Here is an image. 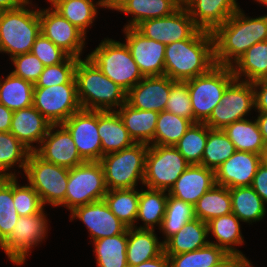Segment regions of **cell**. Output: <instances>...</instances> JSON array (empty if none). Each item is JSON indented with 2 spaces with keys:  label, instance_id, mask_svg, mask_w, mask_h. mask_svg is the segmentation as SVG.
Here are the masks:
<instances>
[{
  "label": "cell",
  "instance_id": "836d02e7",
  "mask_svg": "<svg viewBox=\"0 0 267 267\" xmlns=\"http://www.w3.org/2000/svg\"><path fill=\"white\" fill-rule=\"evenodd\" d=\"M223 131L238 151L252 152L259 155H263L267 151L256 119L245 118L235 121L227 125Z\"/></svg>",
  "mask_w": 267,
  "mask_h": 267
},
{
  "label": "cell",
  "instance_id": "83f0119b",
  "mask_svg": "<svg viewBox=\"0 0 267 267\" xmlns=\"http://www.w3.org/2000/svg\"><path fill=\"white\" fill-rule=\"evenodd\" d=\"M240 219L233 213L214 218L207 222L208 236L216 241H209L210 244L222 248L227 254H236L247 257L235 246L244 244V237L241 232Z\"/></svg>",
  "mask_w": 267,
  "mask_h": 267
},
{
  "label": "cell",
  "instance_id": "d6a6232c",
  "mask_svg": "<svg viewBox=\"0 0 267 267\" xmlns=\"http://www.w3.org/2000/svg\"><path fill=\"white\" fill-rule=\"evenodd\" d=\"M168 199V191L150 189L146 187V190H139V207L136 220L143 222V225L139 227H133L136 229L155 230L161 228L163 218L166 211V203Z\"/></svg>",
  "mask_w": 267,
  "mask_h": 267
},
{
  "label": "cell",
  "instance_id": "6da1fadb",
  "mask_svg": "<svg viewBox=\"0 0 267 267\" xmlns=\"http://www.w3.org/2000/svg\"><path fill=\"white\" fill-rule=\"evenodd\" d=\"M212 36L216 65L231 66L251 46L267 41V14L252 18L239 8Z\"/></svg>",
  "mask_w": 267,
  "mask_h": 267
},
{
  "label": "cell",
  "instance_id": "e575fe53",
  "mask_svg": "<svg viewBox=\"0 0 267 267\" xmlns=\"http://www.w3.org/2000/svg\"><path fill=\"white\" fill-rule=\"evenodd\" d=\"M229 190L232 213L241 222L252 224L261 221L265 217L267 213L266 205L251 186L230 188Z\"/></svg>",
  "mask_w": 267,
  "mask_h": 267
},
{
  "label": "cell",
  "instance_id": "2e32d148",
  "mask_svg": "<svg viewBox=\"0 0 267 267\" xmlns=\"http://www.w3.org/2000/svg\"><path fill=\"white\" fill-rule=\"evenodd\" d=\"M63 125L72 135L77 151L84 161H100L102 147L98 134V111L81 109L71 115Z\"/></svg>",
  "mask_w": 267,
  "mask_h": 267
},
{
  "label": "cell",
  "instance_id": "5bb4252c",
  "mask_svg": "<svg viewBox=\"0 0 267 267\" xmlns=\"http://www.w3.org/2000/svg\"><path fill=\"white\" fill-rule=\"evenodd\" d=\"M135 29L144 37L165 45L189 39L198 30L184 5L169 16L145 20Z\"/></svg>",
  "mask_w": 267,
  "mask_h": 267
},
{
  "label": "cell",
  "instance_id": "ffe728a7",
  "mask_svg": "<svg viewBox=\"0 0 267 267\" xmlns=\"http://www.w3.org/2000/svg\"><path fill=\"white\" fill-rule=\"evenodd\" d=\"M176 81L166 75L144 76L127 92V103L140 110H165L171 87Z\"/></svg>",
  "mask_w": 267,
  "mask_h": 267
},
{
  "label": "cell",
  "instance_id": "484cf974",
  "mask_svg": "<svg viewBox=\"0 0 267 267\" xmlns=\"http://www.w3.org/2000/svg\"><path fill=\"white\" fill-rule=\"evenodd\" d=\"M164 243L158 239L155 230L128 228L126 258L128 267L160 256Z\"/></svg>",
  "mask_w": 267,
  "mask_h": 267
},
{
  "label": "cell",
  "instance_id": "ab89813d",
  "mask_svg": "<svg viewBox=\"0 0 267 267\" xmlns=\"http://www.w3.org/2000/svg\"><path fill=\"white\" fill-rule=\"evenodd\" d=\"M30 152L11 132H0V177H17L15 166L24 172Z\"/></svg>",
  "mask_w": 267,
  "mask_h": 267
},
{
  "label": "cell",
  "instance_id": "4dcf8cb0",
  "mask_svg": "<svg viewBox=\"0 0 267 267\" xmlns=\"http://www.w3.org/2000/svg\"><path fill=\"white\" fill-rule=\"evenodd\" d=\"M230 67L237 80L252 83L267 79V41L251 46Z\"/></svg>",
  "mask_w": 267,
  "mask_h": 267
},
{
  "label": "cell",
  "instance_id": "bcb514c9",
  "mask_svg": "<svg viewBox=\"0 0 267 267\" xmlns=\"http://www.w3.org/2000/svg\"><path fill=\"white\" fill-rule=\"evenodd\" d=\"M18 219L13 202V177H0V245L10 236Z\"/></svg>",
  "mask_w": 267,
  "mask_h": 267
},
{
  "label": "cell",
  "instance_id": "cb8c5ba5",
  "mask_svg": "<svg viewBox=\"0 0 267 267\" xmlns=\"http://www.w3.org/2000/svg\"><path fill=\"white\" fill-rule=\"evenodd\" d=\"M51 123L32 105L14 111L10 132L31 152H34L47 135ZM37 143V146L33 144Z\"/></svg>",
  "mask_w": 267,
  "mask_h": 267
},
{
  "label": "cell",
  "instance_id": "ba28073f",
  "mask_svg": "<svg viewBox=\"0 0 267 267\" xmlns=\"http://www.w3.org/2000/svg\"><path fill=\"white\" fill-rule=\"evenodd\" d=\"M38 193L44 206L59 207L65 201L69 169L49 163L30 152L23 173Z\"/></svg>",
  "mask_w": 267,
  "mask_h": 267
},
{
  "label": "cell",
  "instance_id": "6125c7cd",
  "mask_svg": "<svg viewBox=\"0 0 267 267\" xmlns=\"http://www.w3.org/2000/svg\"><path fill=\"white\" fill-rule=\"evenodd\" d=\"M97 2L103 7V9H109V0H98Z\"/></svg>",
  "mask_w": 267,
  "mask_h": 267
},
{
  "label": "cell",
  "instance_id": "30bf717a",
  "mask_svg": "<svg viewBox=\"0 0 267 267\" xmlns=\"http://www.w3.org/2000/svg\"><path fill=\"white\" fill-rule=\"evenodd\" d=\"M189 165L174 146L149 145L143 185L169 191Z\"/></svg>",
  "mask_w": 267,
  "mask_h": 267
},
{
  "label": "cell",
  "instance_id": "7bdbcfd3",
  "mask_svg": "<svg viewBox=\"0 0 267 267\" xmlns=\"http://www.w3.org/2000/svg\"><path fill=\"white\" fill-rule=\"evenodd\" d=\"M207 138L208 126L193 123L174 147L190 165L201 164Z\"/></svg>",
  "mask_w": 267,
  "mask_h": 267
},
{
  "label": "cell",
  "instance_id": "603a6c76",
  "mask_svg": "<svg viewBox=\"0 0 267 267\" xmlns=\"http://www.w3.org/2000/svg\"><path fill=\"white\" fill-rule=\"evenodd\" d=\"M216 184L215 171L201 164L189 165L168 191V195L195 205Z\"/></svg>",
  "mask_w": 267,
  "mask_h": 267
},
{
  "label": "cell",
  "instance_id": "60d3db41",
  "mask_svg": "<svg viewBox=\"0 0 267 267\" xmlns=\"http://www.w3.org/2000/svg\"><path fill=\"white\" fill-rule=\"evenodd\" d=\"M193 122L166 110L157 117L154 139L150 145L174 146Z\"/></svg>",
  "mask_w": 267,
  "mask_h": 267
},
{
  "label": "cell",
  "instance_id": "9a60e30c",
  "mask_svg": "<svg viewBox=\"0 0 267 267\" xmlns=\"http://www.w3.org/2000/svg\"><path fill=\"white\" fill-rule=\"evenodd\" d=\"M41 33L70 56L81 58L86 36L52 7L39 9Z\"/></svg>",
  "mask_w": 267,
  "mask_h": 267
},
{
  "label": "cell",
  "instance_id": "7c38bea8",
  "mask_svg": "<svg viewBox=\"0 0 267 267\" xmlns=\"http://www.w3.org/2000/svg\"><path fill=\"white\" fill-rule=\"evenodd\" d=\"M33 106L51 123L63 124L80 111L75 76L66 84L34 87Z\"/></svg>",
  "mask_w": 267,
  "mask_h": 267
},
{
  "label": "cell",
  "instance_id": "44dd1931",
  "mask_svg": "<svg viewBox=\"0 0 267 267\" xmlns=\"http://www.w3.org/2000/svg\"><path fill=\"white\" fill-rule=\"evenodd\" d=\"M261 163L262 155L236 150L232 156L216 169V184L229 189L251 186Z\"/></svg>",
  "mask_w": 267,
  "mask_h": 267
},
{
  "label": "cell",
  "instance_id": "ee69618b",
  "mask_svg": "<svg viewBox=\"0 0 267 267\" xmlns=\"http://www.w3.org/2000/svg\"><path fill=\"white\" fill-rule=\"evenodd\" d=\"M194 206L180 199L169 196L166 203V211L161 228L165 243L171 236L177 233L187 222L194 219Z\"/></svg>",
  "mask_w": 267,
  "mask_h": 267
},
{
  "label": "cell",
  "instance_id": "4316f807",
  "mask_svg": "<svg viewBox=\"0 0 267 267\" xmlns=\"http://www.w3.org/2000/svg\"><path fill=\"white\" fill-rule=\"evenodd\" d=\"M116 112L135 143L151 144L154 139L158 112L133 108L127 102Z\"/></svg>",
  "mask_w": 267,
  "mask_h": 267
},
{
  "label": "cell",
  "instance_id": "3957f363",
  "mask_svg": "<svg viewBox=\"0 0 267 267\" xmlns=\"http://www.w3.org/2000/svg\"><path fill=\"white\" fill-rule=\"evenodd\" d=\"M75 79L78 100L84 110L116 111L127 102V92L104 75L87 56L78 59Z\"/></svg>",
  "mask_w": 267,
  "mask_h": 267
},
{
  "label": "cell",
  "instance_id": "8992f818",
  "mask_svg": "<svg viewBox=\"0 0 267 267\" xmlns=\"http://www.w3.org/2000/svg\"><path fill=\"white\" fill-rule=\"evenodd\" d=\"M148 146L135 143L129 148L102 156L99 162L108 190L133 189L140 182L143 185Z\"/></svg>",
  "mask_w": 267,
  "mask_h": 267
},
{
  "label": "cell",
  "instance_id": "11a10c76",
  "mask_svg": "<svg viewBox=\"0 0 267 267\" xmlns=\"http://www.w3.org/2000/svg\"><path fill=\"white\" fill-rule=\"evenodd\" d=\"M250 260L236 254H227L220 262L211 267H246Z\"/></svg>",
  "mask_w": 267,
  "mask_h": 267
},
{
  "label": "cell",
  "instance_id": "52a82bcc",
  "mask_svg": "<svg viewBox=\"0 0 267 267\" xmlns=\"http://www.w3.org/2000/svg\"><path fill=\"white\" fill-rule=\"evenodd\" d=\"M235 80L230 66H214L208 73L185 81L188 85L193 123H204Z\"/></svg>",
  "mask_w": 267,
  "mask_h": 267
},
{
  "label": "cell",
  "instance_id": "277c9868",
  "mask_svg": "<svg viewBox=\"0 0 267 267\" xmlns=\"http://www.w3.org/2000/svg\"><path fill=\"white\" fill-rule=\"evenodd\" d=\"M31 5L35 6L28 0L17 9L0 11V53L8 54L10 59L31 52L41 33L39 9Z\"/></svg>",
  "mask_w": 267,
  "mask_h": 267
},
{
  "label": "cell",
  "instance_id": "ac0fdd59",
  "mask_svg": "<svg viewBox=\"0 0 267 267\" xmlns=\"http://www.w3.org/2000/svg\"><path fill=\"white\" fill-rule=\"evenodd\" d=\"M69 219L82 221L92 241L119 235L128 228L111 212L104 199L74 208Z\"/></svg>",
  "mask_w": 267,
  "mask_h": 267
},
{
  "label": "cell",
  "instance_id": "e7e4bbea",
  "mask_svg": "<svg viewBox=\"0 0 267 267\" xmlns=\"http://www.w3.org/2000/svg\"><path fill=\"white\" fill-rule=\"evenodd\" d=\"M254 1H256L259 4H262L263 6L264 5L267 6V0H254Z\"/></svg>",
  "mask_w": 267,
  "mask_h": 267
},
{
  "label": "cell",
  "instance_id": "9c48e42d",
  "mask_svg": "<svg viewBox=\"0 0 267 267\" xmlns=\"http://www.w3.org/2000/svg\"><path fill=\"white\" fill-rule=\"evenodd\" d=\"M65 201L60 205L70 212L82 205L102 200L108 189L99 161H85L69 169Z\"/></svg>",
  "mask_w": 267,
  "mask_h": 267
},
{
  "label": "cell",
  "instance_id": "03108f58",
  "mask_svg": "<svg viewBox=\"0 0 267 267\" xmlns=\"http://www.w3.org/2000/svg\"><path fill=\"white\" fill-rule=\"evenodd\" d=\"M177 1L183 5L187 0H177Z\"/></svg>",
  "mask_w": 267,
  "mask_h": 267
},
{
  "label": "cell",
  "instance_id": "f1b7e54d",
  "mask_svg": "<svg viewBox=\"0 0 267 267\" xmlns=\"http://www.w3.org/2000/svg\"><path fill=\"white\" fill-rule=\"evenodd\" d=\"M207 223L198 218L187 222L164 243L166 255L187 253L209 244Z\"/></svg>",
  "mask_w": 267,
  "mask_h": 267
},
{
  "label": "cell",
  "instance_id": "91938a15",
  "mask_svg": "<svg viewBox=\"0 0 267 267\" xmlns=\"http://www.w3.org/2000/svg\"><path fill=\"white\" fill-rule=\"evenodd\" d=\"M27 1L28 0H0V11L17 9Z\"/></svg>",
  "mask_w": 267,
  "mask_h": 267
},
{
  "label": "cell",
  "instance_id": "c3c4849f",
  "mask_svg": "<svg viewBox=\"0 0 267 267\" xmlns=\"http://www.w3.org/2000/svg\"><path fill=\"white\" fill-rule=\"evenodd\" d=\"M78 59L69 56L60 64L46 66L34 87H49L68 83L75 76V67Z\"/></svg>",
  "mask_w": 267,
  "mask_h": 267
},
{
  "label": "cell",
  "instance_id": "94428289",
  "mask_svg": "<svg viewBox=\"0 0 267 267\" xmlns=\"http://www.w3.org/2000/svg\"><path fill=\"white\" fill-rule=\"evenodd\" d=\"M127 0H109V10H117Z\"/></svg>",
  "mask_w": 267,
  "mask_h": 267
},
{
  "label": "cell",
  "instance_id": "74e56055",
  "mask_svg": "<svg viewBox=\"0 0 267 267\" xmlns=\"http://www.w3.org/2000/svg\"><path fill=\"white\" fill-rule=\"evenodd\" d=\"M232 213L229 188L215 184L194 205L195 218L208 221Z\"/></svg>",
  "mask_w": 267,
  "mask_h": 267
},
{
  "label": "cell",
  "instance_id": "680465c9",
  "mask_svg": "<svg viewBox=\"0 0 267 267\" xmlns=\"http://www.w3.org/2000/svg\"><path fill=\"white\" fill-rule=\"evenodd\" d=\"M257 120L264 143L267 146V112H258Z\"/></svg>",
  "mask_w": 267,
  "mask_h": 267
},
{
  "label": "cell",
  "instance_id": "681fc988",
  "mask_svg": "<svg viewBox=\"0 0 267 267\" xmlns=\"http://www.w3.org/2000/svg\"><path fill=\"white\" fill-rule=\"evenodd\" d=\"M165 110L193 122L192 105L186 82L176 81L172 85Z\"/></svg>",
  "mask_w": 267,
  "mask_h": 267
},
{
  "label": "cell",
  "instance_id": "e0dca14e",
  "mask_svg": "<svg viewBox=\"0 0 267 267\" xmlns=\"http://www.w3.org/2000/svg\"><path fill=\"white\" fill-rule=\"evenodd\" d=\"M34 152L44 161L68 169L85 162L77 151L72 135L63 124H51L47 135Z\"/></svg>",
  "mask_w": 267,
  "mask_h": 267
},
{
  "label": "cell",
  "instance_id": "d4e9b609",
  "mask_svg": "<svg viewBox=\"0 0 267 267\" xmlns=\"http://www.w3.org/2000/svg\"><path fill=\"white\" fill-rule=\"evenodd\" d=\"M98 134L102 156L135 144L116 111H98Z\"/></svg>",
  "mask_w": 267,
  "mask_h": 267
},
{
  "label": "cell",
  "instance_id": "8d00e7d4",
  "mask_svg": "<svg viewBox=\"0 0 267 267\" xmlns=\"http://www.w3.org/2000/svg\"><path fill=\"white\" fill-rule=\"evenodd\" d=\"M34 84L11 72L0 77V103L12 111L33 105Z\"/></svg>",
  "mask_w": 267,
  "mask_h": 267
},
{
  "label": "cell",
  "instance_id": "5b68a950",
  "mask_svg": "<svg viewBox=\"0 0 267 267\" xmlns=\"http://www.w3.org/2000/svg\"><path fill=\"white\" fill-rule=\"evenodd\" d=\"M87 57L126 92L144 78L124 41L104 38Z\"/></svg>",
  "mask_w": 267,
  "mask_h": 267
},
{
  "label": "cell",
  "instance_id": "f35d334b",
  "mask_svg": "<svg viewBox=\"0 0 267 267\" xmlns=\"http://www.w3.org/2000/svg\"><path fill=\"white\" fill-rule=\"evenodd\" d=\"M103 199L111 212L128 228L137 227L139 189L108 190Z\"/></svg>",
  "mask_w": 267,
  "mask_h": 267
},
{
  "label": "cell",
  "instance_id": "d590c367",
  "mask_svg": "<svg viewBox=\"0 0 267 267\" xmlns=\"http://www.w3.org/2000/svg\"><path fill=\"white\" fill-rule=\"evenodd\" d=\"M128 228L119 235L104 237L93 242L97 267H128L126 250Z\"/></svg>",
  "mask_w": 267,
  "mask_h": 267
},
{
  "label": "cell",
  "instance_id": "f907efd6",
  "mask_svg": "<svg viewBox=\"0 0 267 267\" xmlns=\"http://www.w3.org/2000/svg\"><path fill=\"white\" fill-rule=\"evenodd\" d=\"M10 60L14 66L11 73L33 84L36 83L45 68L44 64L32 52L16 55Z\"/></svg>",
  "mask_w": 267,
  "mask_h": 267
},
{
  "label": "cell",
  "instance_id": "1f68e13d",
  "mask_svg": "<svg viewBox=\"0 0 267 267\" xmlns=\"http://www.w3.org/2000/svg\"><path fill=\"white\" fill-rule=\"evenodd\" d=\"M50 5L86 37L89 27L98 16V9L103 8L95 0H53Z\"/></svg>",
  "mask_w": 267,
  "mask_h": 267
},
{
  "label": "cell",
  "instance_id": "4fadbf2b",
  "mask_svg": "<svg viewBox=\"0 0 267 267\" xmlns=\"http://www.w3.org/2000/svg\"><path fill=\"white\" fill-rule=\"evenodd\" d=\"M255 111L253 83L235 79L225 90L221 102L204 122L210 129H224Z\"/></svg>",
  "mask_w": 267,
  "mask_h": 267
},
{
  "label": "cell",
  "instance_id": "7402d4cb",
  "mask_svg": "<svg viewBox=\"0 0 267 267\" xmlns=\"http://www.w3.org/2000/svg\"><path fill=\"white\" fill-rule=\"evenodd\" d=\"M183 5L196 27L211 33L240 8L237 0H187Z\"/></svg>",
  "mask_w": 267,
  "mask_h": 267
},
{
  "label": "cell",
  "instance_id": "9f6ffc18",
  "mask_svg": "<svg viewBox=\"0 0 267 267\" xmlns=\"http://www.w3.org/2000/svg\"><path fill=\"white\" fill-rule=\"evenodd\" d=\"M14 111L0 103V132H10Z\"/></svg>",
  "mask_w": 267,
  "mask_h": 267
},
{
  "label": "cell",
  "instance_id": "003e7915",
  "mask_svg": "<svg viewBox=\"0 0 267 267\" xmlns=\"http://www.w3.org/2000/svg\"><path fill=\"white\" fill-rule=\"evenodd\" d=\"M246 267H255L252 265V263L250 262Z\"/></svg>",
  "mask_w": 267,
  "mask_h": 267
},
{
  "label": "cell",
  "instance_id": "d6986e66",
  "mask_svg": "<svg viewBox=\"0 0 267 267\" xmlns=\"http://www.w3.org/2000/svg\"><path fill=\"white\" fill-rule=\"evenodd\" d=\"M125 43L143 76L165 74L166 45L144 37L135 28H123Z\"/></svg>",
  "mask_w": 267,
  "mask_h": 267
},
{
  "label": "cell",
  "instance_id": "8fae6325",
  "mask_svg": "<svg viewBox=\"0 0 267 267\" xmlns=\"http://www.w3.org/2000/svg\"><path fill=\"white\" fill-rule=\"evenodd\" d=\"M44 212L43 210L35 215L19 216L12 233L0 245L13 264H24L32 248L47 238L49 220L46 216L48 214Z\"/></svg>",
  "mask_w": 267,
  "mask_h": 267
},
{
  "label": "cell",
  "instance_id": "f5cc1de1",
  "mask_svg": "<svg viewBox=\"0 0 267 267\" xmlns=\"http://www.w3.org/2000/svg\"><path fill=\"white\" fill-rule=\"evenodd\" d=\"M251 187L262 198L265 205H267V166L262 162L259 166Z\"/></svg>",
  "mask_w": 267,
  "mask_h": 267
},
{
  "label": "cell",
  "instance_id": "6f0895ef",
  "mask_svg": "<svg viewBox=\"0 0 267 267\" xmlns=\"http://www.w3.org/2000/svg\"><path fill=\"white\" fill-rule=\"evenodd\" d=\"M133 267H170V264L168 256L163 252L160 256Z\"/></svg>",
  "mask_w": 267,
  "mask_h": 267
},
{
  "label": "cell",
  "instance_id": "f546056e",
  "mask_svg": "<svg viewBox=\"0 0 267 267\" xmlns=\"http://www.w3.org/2000/svg\"><path fill=\"white\" fill-rule=\"evenodd\" d=\"M181 5L177 0H127L116 11L132 16L124 28H135L145 20L169 16Z\"/></svg>",
  "mask_w": 267,
  "mask_h": 267
},
{
  "label": "cell",
  "instance_id": "be15d7a7",
  "mask_svg": "<svg viewBox=\"0 0 267 267\" xmlns=\"http://www.w3.org/2000/svg\"><path fill=\"white\" fill-rule=\"evenodd\" d=\"M262 162L267 166V151L262 155Z\"/></svg>",
  "mask_w": 267,
  "mask_h": 267
},
{
  "label": "cell",
  "instance_id": "b9f144b4",
  "mask_svg": "<svg viewBox=\"0 0 267 267\" xmlns=\"http://www.w3.org/2000/svg\"><path fill=\"white\" fill-rule=\"evenodd\" d=\"M236 152L233 142L222 129H210L206 141L201 165L216 171L230 156Z\"/></svg>",
  "mask_w": 267,
  "mask_h": 267
},
{
  "label": "cell",
  "instance_id": "db71d44e",
  "mask_svg": "<svg viewBox=\"0 0 267 267\" xmlns=\"http://www.w3.org/2000/svg\"><path fill=\"white\" fill-rule=\"evenodd\" d=\"M252 83L254 87L255 112H267V79Z\"/></svg>",
  "mask_w": 267,
  "mask_h": 267
},
{
  "label": "cell",
  "instance_id": "7dc6e473",
  "mask_svg": "<svg viewBox=\"0 0 267 267\" xmlns=\"http://www.w3.org/2000/svg\"><path fill=\"white\" fill-rule=\"evenodd\" d=\"M18 177H13V202L19 216L35 215L44 210V205L38 193L29 185L18 183Z\"/></svg>",
  "mask_w": 267,
  "mask_h": 267
},
{
  "label": "cell",
  "instance_id": "f6af8a7d",
  "mask_svg": "<svg viewBox=\"0 0 267 267\" xmlns=\"http://www.w3.org/2000/svg\"><path fill=\"white\" fill-rule=\"evenodd\" d=\"M226 255L227 253L222 248L209 243L194 251L167 256L170 267H211Z\"/></svg>",
  "mask_w": 267,
  "mask_h": 267
},
{
  "label": "cell",
  "instance_id": "7a4b0ae2",
  "mask_svg": "<svg viewBox=\"0 0 267 267\" xmlns=\"http://www.w3.org/2000/svg\"><path fill=\"white\" fill-rule=\"evenodd\" d=\"M165 74L174 81H188L216 66L211 32L198 29L189 39L167 44Z\"/></svg>",
  "mask_w": 267,
  "mask_h": 267
},
{
  "label": "cell",
  "instance_id": "816d5d0a",
  "mask_svg": "<svg viewBox=\"0 0 267 267\" xmlns=\"http://www.w3.org/2000/svg\"><path fill=\"white\" fill-rule=\"evenodd\" d=\"M31 52L45 67L60 64L70 56L42 33L35 39Z\"/></svg>",
  "mask_w": 267,
  "mask_h": 267
}]
</instances>
